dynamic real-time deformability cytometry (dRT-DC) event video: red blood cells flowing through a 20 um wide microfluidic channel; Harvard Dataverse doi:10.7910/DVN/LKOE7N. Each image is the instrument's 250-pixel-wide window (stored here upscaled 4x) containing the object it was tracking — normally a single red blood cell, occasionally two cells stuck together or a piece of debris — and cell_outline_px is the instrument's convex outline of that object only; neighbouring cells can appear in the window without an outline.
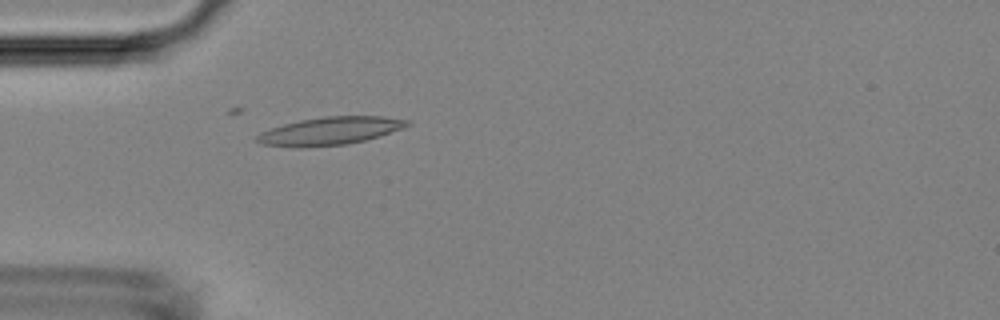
{"species": "Egyptian fruit bat (a non-hibernating species)", "species_latin": "Rousettus aegyptiacus", "temperature_condition": "room temperature", "stored_images_in_passage": 52, "camera_frame_rate_fps": 3000, "um_per_image_px": 0.085, "animal": {"sex": "female"}, "frame": {"image": 1, "passage_image": 16, "time_ms": 5.0, "image_size_px": [1000, 320], "cell_outline_px": [[412, 124], [404, 128], [364, 140], [344, 144], [304, 148], [300, 148], [264, 144], [256, 140], [256, 136], [260, 132], [284, 124], [300, 120], [328, 116], [384, 116], [408, 120]], "centroid_in_image_um": [28.06, 11.13], "position_along_channel_um": 56.9, "area_um2": 24.22}}
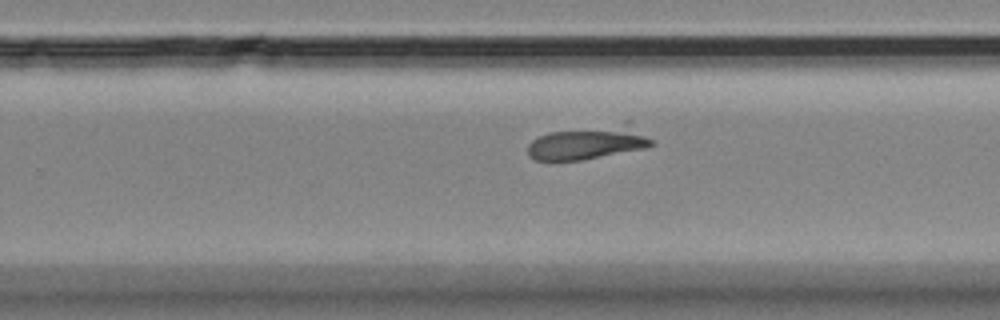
{"frame": {"image": 2, "passage_image": 34, "time_ms": 11.0, "image_size_px": [1000, 320], "cell_outline_px": [[652, 144], [644, 148], [584, 160], [536, 160], [528, 156], [528, 144], [532, 140], [548, 132], [628, 120], [652, 140]], "centroid_in_image_um": [50.02, 12.08], "position_along_channel_um": 279.8, "area_um2": 24.62}}
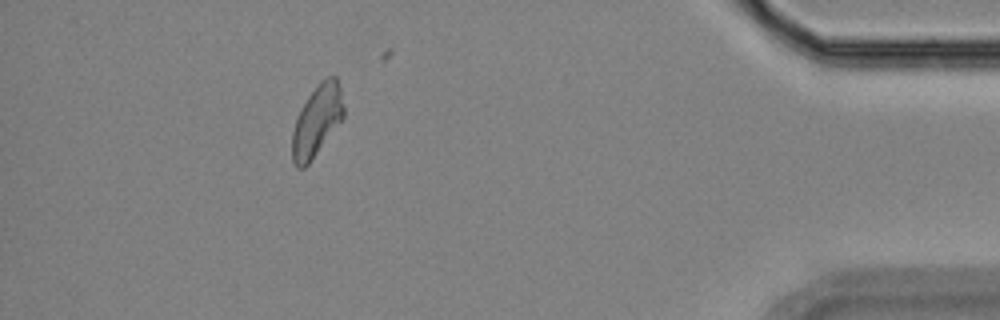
{"frame": {"image": 3, "passage_image": 48, "time_ms": 15.667, "image_size_px": [1000, 320], "cell_outline_px": [[344, 116], [308, 164], [304, 168], [296, 168], [292, 160], [292, 132], [300, 108], [308, 96], [320, 80], [328, 76], [336, 76], [340, 88], [344, 108]], "centroid_in_image_um": [26.92, 10.24], "position_along_channel_um": 408.3, "area_um2": 21.1}}